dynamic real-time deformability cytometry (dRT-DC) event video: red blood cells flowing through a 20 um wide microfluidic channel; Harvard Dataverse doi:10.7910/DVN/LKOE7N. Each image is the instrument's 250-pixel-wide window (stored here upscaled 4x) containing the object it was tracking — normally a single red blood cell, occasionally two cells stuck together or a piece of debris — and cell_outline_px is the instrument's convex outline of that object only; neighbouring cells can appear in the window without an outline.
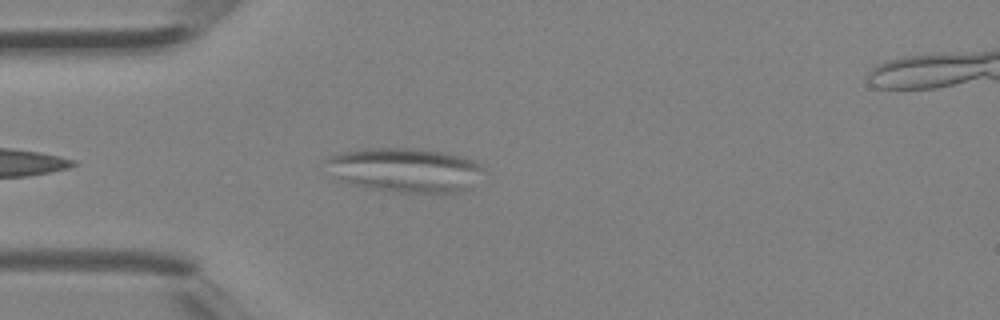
{"species": "Egyptian fruit bat (a non-hibernating species)", "species_latin": "Rousettus aegyptiacus", "temperature_condition": "room temperature", "stored_images_in_passage": 3, "camera_frame_rate_fps": 3000, "um_per_image_px": 0.085, "animal": {"sex": "female"}, "frame": {"image": 1, "passage_image": 3, "time_ms": 0.667, "image_size_px": [1000, 320], "cell_outline_px": [[488, 172], [468, 188], [456, 192], [396, 192], [372, 188], [336, 180], [324, 160], [328, 156], [340, 152], [364, 148], [412, 148], [448, 152], [464, 156], [476, 160], [488, 168]], "centroid_in_image_um": [34.51, 14.42], "position_along_channel_um": 50.5, "area_um2": 41.27}}